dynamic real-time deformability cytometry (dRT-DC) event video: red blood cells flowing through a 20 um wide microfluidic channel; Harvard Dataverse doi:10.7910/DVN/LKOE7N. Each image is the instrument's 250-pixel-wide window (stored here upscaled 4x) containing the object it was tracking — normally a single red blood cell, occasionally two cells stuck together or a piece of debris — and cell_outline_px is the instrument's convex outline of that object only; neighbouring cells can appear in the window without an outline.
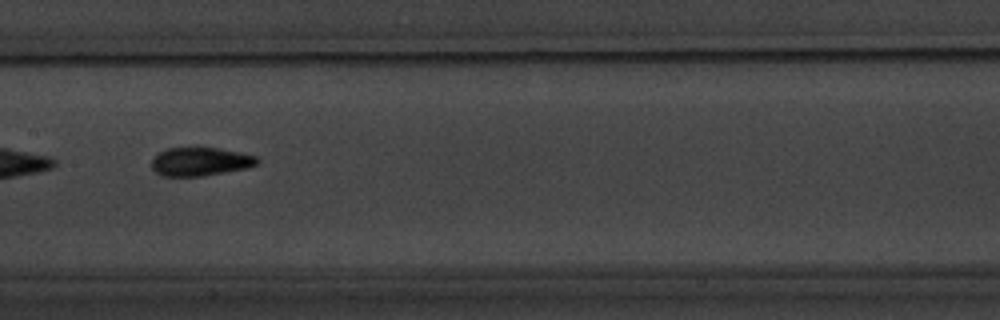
{"species": "common noctule bat (a hibernating species)", "species_latin": "Nyctalus noctula", "temperature_condition": "warm", "stored_images_in_passage": 15, "camera_frame_rate_fps": 3000, "um_per_image_px": 0.085, "animal": {"sex": "male", "body_mass_g": 20.1, "forearm_length_mm": 53.5}, "frame": {"image": 1, "passage_image": 7, "time_ms": 7.0, "image_size_px": [1000, 320], "cell_outline_px": [[260, 160], [256, 164], [248, 168], [200, 176], [160, 176], [152, 168], [152, 156], [168, 148], [196, 144], [220, 148], [240, 152], [256, 156]], "centroid_in_image_um": [16.99, 13.68], "position_along_channel_um": 190.4, "area_um2": 18.26}}
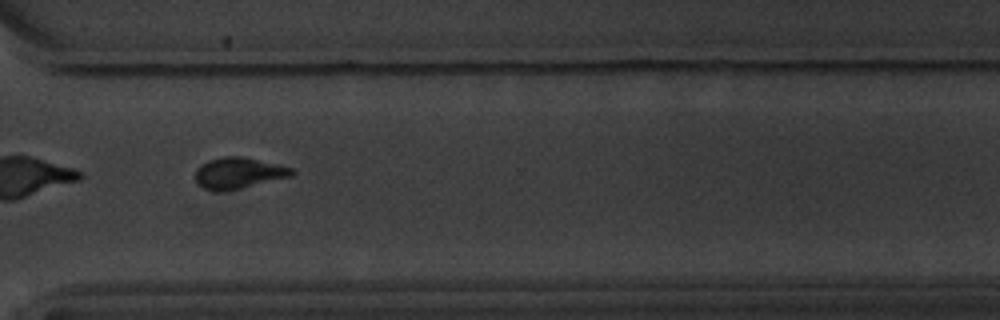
{"frame": {"image": 2, "passage_image": 11, "time_ms": 11.667, "image_size_px": [1000, 320], "cell_outline_px": [[296, 172], [292, 176], [240, 188], [204, 188], [196, 180], [196, 168], [200, 164], [208, 160], [224, 156], [240, 156], [276, 164], [292, 168]], "centroid_in_image_um": [20.3, 14.66], "position_along_channel_um": 350.3, "area_um2": 16.76}}
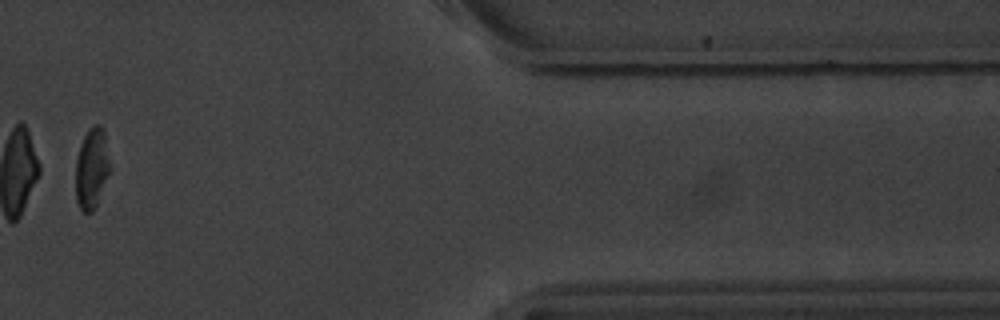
{"frame": {"image": 3, "passage_image": 13, "time_ms": 14.333, "image_size_px": [1000, 320], "cell_outline_px": [[112, 168], [96, 208], [92, 212], [84, 212], [80, 208], [76, 200], [76, 160], [80, 144], [88, 128], [96, 124], [100, 124], [104, 128]], "centroid_in_image_um": [7.84, 14.29], "position_along_channel_um": 403.6, "area_um2": 16.7}}